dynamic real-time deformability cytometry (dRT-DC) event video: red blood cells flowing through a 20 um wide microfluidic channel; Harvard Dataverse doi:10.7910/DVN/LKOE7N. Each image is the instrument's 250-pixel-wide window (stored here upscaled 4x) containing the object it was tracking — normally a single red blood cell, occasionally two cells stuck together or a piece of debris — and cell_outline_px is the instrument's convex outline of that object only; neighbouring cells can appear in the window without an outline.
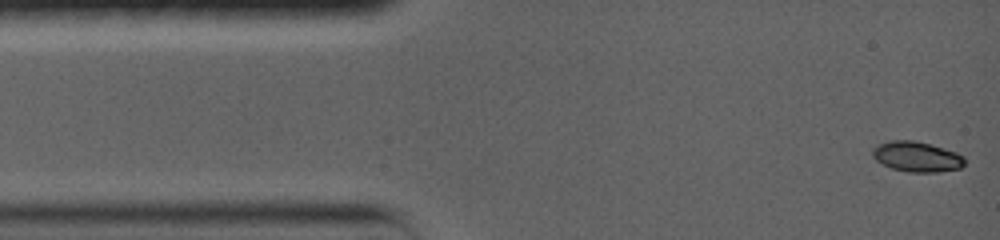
{"species": "common noctule bat (a hibernating species)", "species_latin": "Nyctalus noctula", "temperature_condition": "warm", "stored_images_in_passage": 5, "camera_frame_rate_fps": 5000, "um_per_image_px": 0.085, "animal": {"sex": "female", "body_mass_g": 19.0, "forearm_length_mm": 56.7}, "frame": {"image": 1, "passage_image": 1, "time_ms": 0.0, "image_size_px": [1000, 240], "cell_outline_px": [[964, 164], [960, 168], [936, 172], [908, 172], [892, 168], [876, 160], [872, 156], [872, 148], [876, 144], [888, 140], [912, 140], [944, 148], [956, 152], [964, 156]], "centroid_in_image_um": [77.89, 13.31], "position_along_channel_um": 7.1, "area_um2": 16.24}}
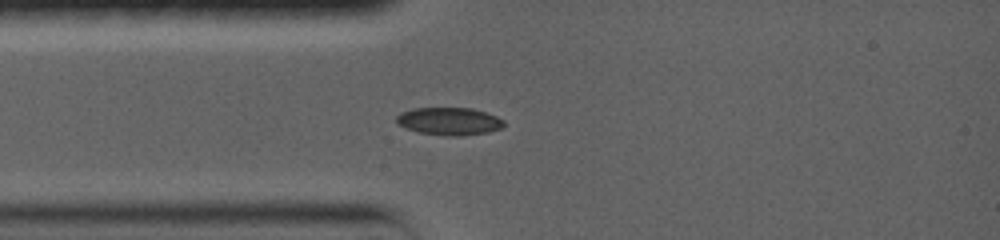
{"frame": {"image": 2, "passage_image": 5, "time_ms": 3.2, "image_size_px": [1000, 240], "cell_outline_px": [[504, 124], [500, 128], [488, 132], [460, 136], [448, 136], [420, 132], [404, 128], [396, 124], [396, 116], [400, 112], [412, 108], [472, 108], [496, 116], [504, 120]], "centroid_in_image_um": [38.13, 10.3], "position_along_channel_um": 46.9, "area_um2": 17.34}}